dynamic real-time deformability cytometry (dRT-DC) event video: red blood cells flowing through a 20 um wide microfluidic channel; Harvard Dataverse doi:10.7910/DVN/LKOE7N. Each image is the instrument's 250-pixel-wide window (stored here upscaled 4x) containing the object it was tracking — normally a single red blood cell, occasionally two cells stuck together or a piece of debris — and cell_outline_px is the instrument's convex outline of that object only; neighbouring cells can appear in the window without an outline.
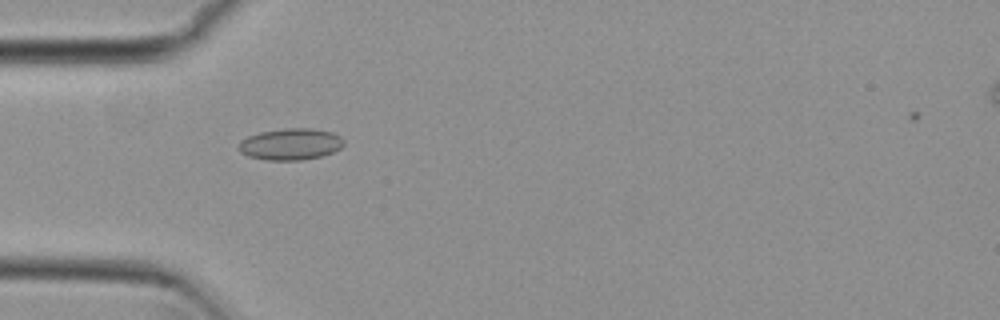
{"species": "common noctule bat (a hibernating species)", "species_latin": "Nyctalus noctula", "temperature_condition": "cold", "stored_images_in_passage": 20, "camera_frame_rate_fps": 3000, "um_per_image_px": 0.085, "animal": {"sex": "female", "body_mass_g": 29.2, "forearm_length_mm": 56.3}, "frame": {"image": 1, "passage_image": 17, "time_ms": 5.333, "image_size_px": [1000, 320], "cell_outline_px": [[344, 144], [340, 148], [332, 152], [320, 156], [300, 160], [264, 160], [248, 156], [240, 152], [240, 140], [248, 136], [260, 132], [284, 128], [312, 128], [332, 132], [340, 136], [344, 140]], "centroid_in_image_um": [24.7, 12.25], "position_along_channel_um": 60.3, "area_um2": 19.31}}
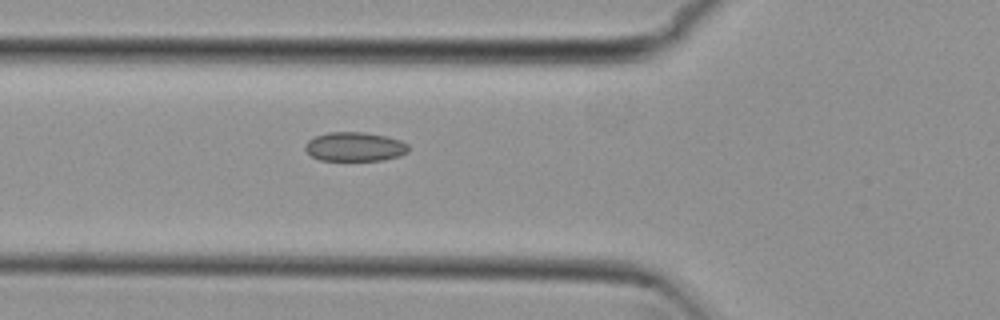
{"frame": {"image": 2, "passage_image": 20, "time_ms": 6.333, "image_size_px": [1000, 320], "cell_outline_px": [[408, 152], [400, 156], [380, 160], [320, 160], [312, 156], [304, 148], [304, 144], [308, 140], [316, 136], [328, 132], [364, 132], [384, 136], [400, 140], [408, 144]], "centroid_in_image_um": [30.14, 12.47], "position_along_channel_um": 95.7, "area_um2": 17.46}}